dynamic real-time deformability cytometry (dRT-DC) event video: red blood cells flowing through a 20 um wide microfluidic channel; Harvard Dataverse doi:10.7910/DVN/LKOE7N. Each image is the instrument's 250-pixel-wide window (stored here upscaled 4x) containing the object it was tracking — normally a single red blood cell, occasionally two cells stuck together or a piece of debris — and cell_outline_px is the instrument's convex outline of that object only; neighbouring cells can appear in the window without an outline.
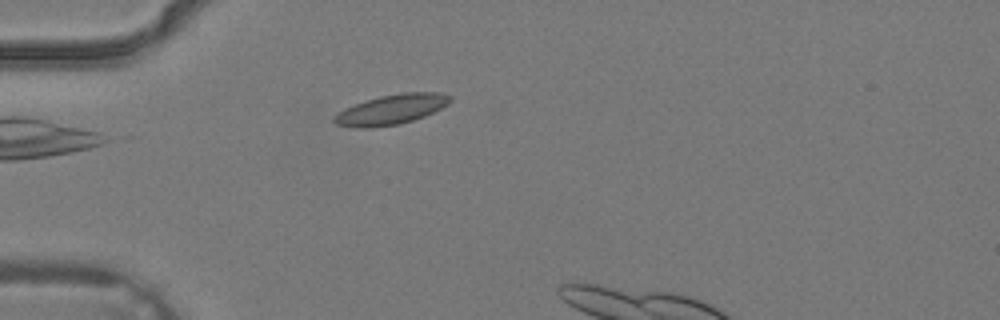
{"species": "common noctule bat (a hibernating species)", "species_latin": "Nyctalus noctula", "temperature_condition": "warm", "stored_images_in_passage": 3, "camera_frame_rate_fps": 3000, "um_per_image_px": 0.085, "animal": {"sex": "male", "body_mass_g": 19.2, "forearm_length_mm": 51.8}, "frame": {"image": 1, "passage_image": 2, "time_ms": 0.333, "image_size_px": [1000, 320], "cell_outline_px": [[452, 100], [448, 104], [424, 116], [400, 124], [372, 128], [356, 128], [336, 124], [332, 120], [340, 112], [356, 104], [380, 96], [404, 92], [436, 92], [452, 96]], "centroid_in_image_um": [33.3, 9.31], "position_along_channel_um": 51.7, "area_um2": 19.88}}